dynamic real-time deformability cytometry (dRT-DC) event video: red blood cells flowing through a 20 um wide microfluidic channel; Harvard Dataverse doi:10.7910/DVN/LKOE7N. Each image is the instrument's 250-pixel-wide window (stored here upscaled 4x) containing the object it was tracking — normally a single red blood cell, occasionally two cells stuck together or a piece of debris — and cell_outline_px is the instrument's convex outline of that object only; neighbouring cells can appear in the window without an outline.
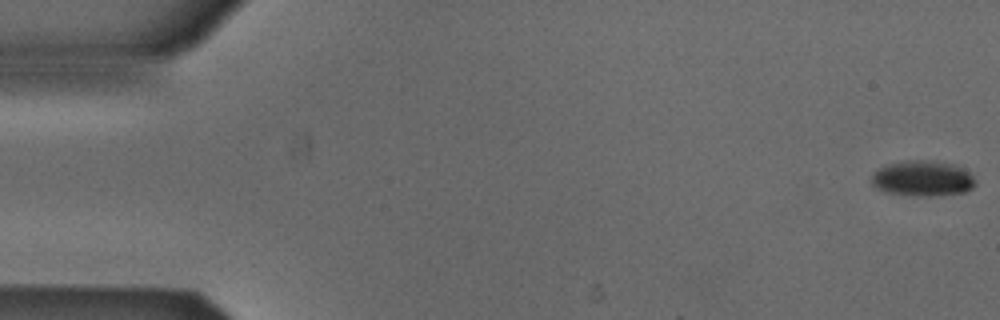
{"species": "Egyptian fruit bat (a non-hibernating species)", "species_latin": "Rousettus aegyptiacus", "temperature_condition": "cold", "stored_images_in_passage": 53, "camera_frame_rate_fps": 3000, "um_per_image_px": 0.085, "animal": {"sex": "male"}, "frame": {"image": 1, "passage_image": 1, "time_ms": 0.0, "image_size_px": [1000, 320], "cell_outline_px": [[976, 184], [972, 188], [964, 192], [928, 196], [924, 196], [888, 192], [872, 184], [872, 172], [876, 168], [888, 164], [904, 160], [936, 160], [956, 164], [968, 172], [976, 180]], "centroid_in_image_um": [78.44, 15.13], "position_along_channel_um": 6.6, "area_um2": 21.5}}
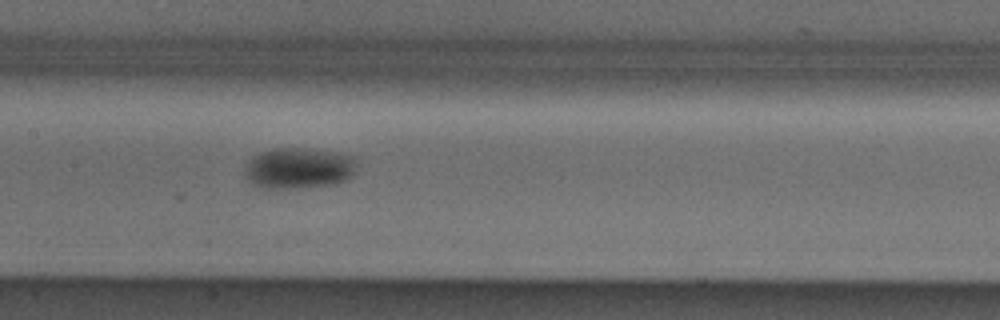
{"frame": {"image": 2, "passage_image": 26, "time_ms": 8.333, "image_size_px": [1000, 320], "cell_outline_px": [[356, 164], [352, 176], [348, 180], [336, 184], [296, 188], [260, 188], [252, 184], [248, 180], [244, 172], [244, 168], [252, 156], [260, 152], [276, 148], [300, 148], [336, 152], [356, 156]], "centroid_in_image_um": [25.4, 14.3], "position_along_channel_um": 182.0, "area_um2": 27.05}}
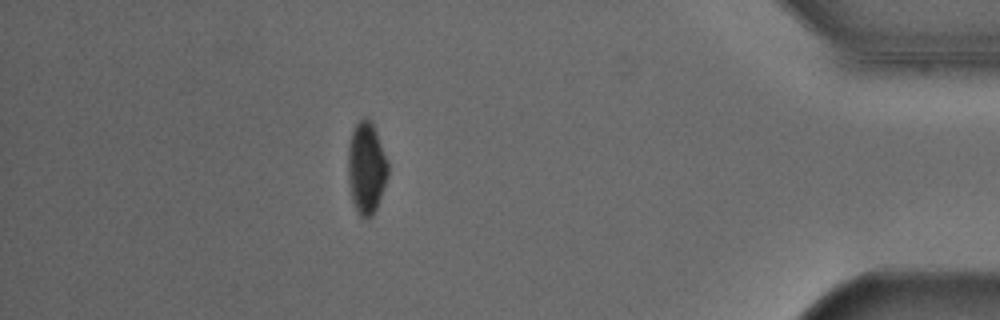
{"frame": {"image": 3, "passage_image": 47, "time_ms": 15.333, "image_size_px": [1000, 320], "cell_outline_px": [[388, 176], [376, 208], [372, 216], [368, 220], [360, 216], [356, 212], [352, 200], [348, 180], [348, 144], [352, 132], [356, 124], [364, 116], [368, 116], [372, 120], [388, 164]], "centroid_in_image_um": [31.13, 14.27], "position_along_channel_um": 404.1, "area_um2": 21.5}, "authors_computed_cell_mechanics": {"area_um2": 23.2356, "velocity_mm_per_s": 3.8735, "shape_relaxation_time_tau1_ms": 7.4335, "shape_relaxation_time_tau2_ms": null, "deformation_change_tau1": 0.1334, "deformation_change_tau2": null}}